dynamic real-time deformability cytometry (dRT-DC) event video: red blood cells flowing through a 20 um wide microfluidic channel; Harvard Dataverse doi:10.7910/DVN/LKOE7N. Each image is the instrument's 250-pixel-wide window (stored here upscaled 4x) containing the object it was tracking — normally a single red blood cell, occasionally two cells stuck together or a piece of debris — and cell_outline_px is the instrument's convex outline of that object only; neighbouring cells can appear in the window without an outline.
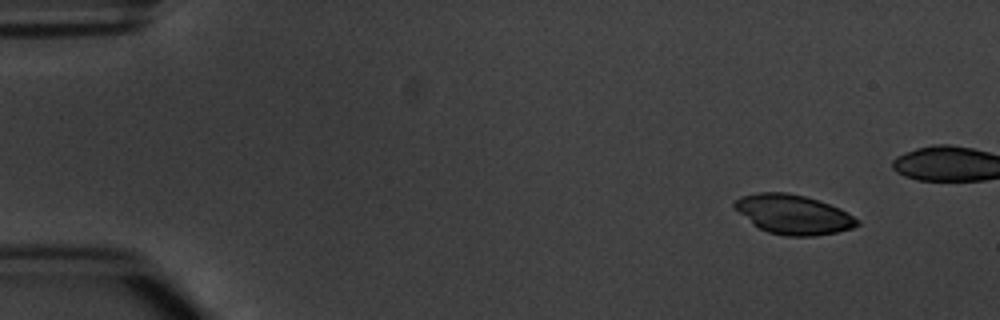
{"species": "common noctule bat (a hibernating species)", "species_latin": "Nyctalus noctula", "temperature_condition": "warm", "stored_images_in_passage": 5, "camera_frame_rate_fps": 3000, "um_per_image_px": 0.085, "animal": {"sex": "male", "body_mass_g": 20.1, "forearm_length_mm": 53.5}, "frame": {"image": 1, "passage_image": 1, "time_ms": 0.0, "image_size_px": [1000, 320], "cell_outline_px": [[860, 224], [852, 228], [836, 232], [812, 236], [784, 236], [768, 232], [752, 224], [732, 204], [736, 200], [744, 196], [756, 192], [788, 192], [804, 196], [840, 208], [848, 212], [860, 220]], "centroid_in_image_um": [67.46, 18.23], "position_along_channel_um": 17.5, "area_um2": 27.98}}